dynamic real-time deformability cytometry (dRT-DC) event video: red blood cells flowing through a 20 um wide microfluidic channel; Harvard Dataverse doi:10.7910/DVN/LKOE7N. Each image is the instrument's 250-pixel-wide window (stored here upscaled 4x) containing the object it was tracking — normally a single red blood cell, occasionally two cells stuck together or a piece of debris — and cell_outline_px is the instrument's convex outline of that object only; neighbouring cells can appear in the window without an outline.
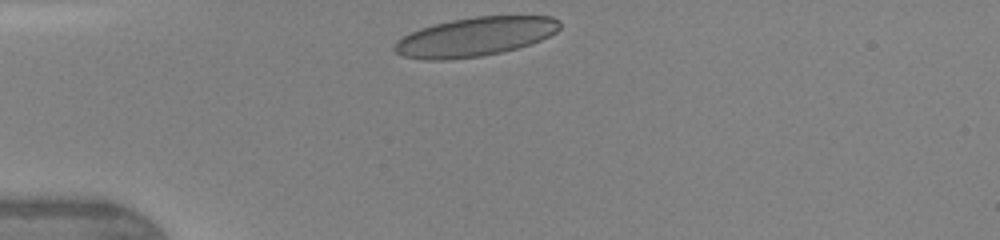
{"species": "human", "species_latin": "Homo sapiens", "temperature_condition": "warm", "stored_images_in_passage": 28, "camera_frame_rate_fps": 3000, "um_per_image_px": 0.085, "donor": {"sex": "female"}, "frame": {"image": 1, "passage_image": 1, "time_ms": 0.0, "image_size_px": [1000, 240], "cell_outline_px": [[560, 28], [556, 32], [540, 40], [516, 48], [500, 52], [480, 56], [448, 60], [424, 60], [404, 56], [396, 52], [392, 48], [396, 40], [420, 28], [452, 20], [476, 16], [552, 16], [560, 20]], "centroid_in_image_um": [40.37, 3.12], "position_along_channel_um": 44.6, "area_um2": 37.34}, "authors_computed_cell_mechanics": {"area_um2": 35.836, "velocity_mm_per_s": 4.3789, "shape_relaxation_time_tau1_ms": 3.9443, "shape_relaxation_time_tau2_ms": null, "deformation_change_tau1": 0.1554, "deformation_change_tau2": null}}